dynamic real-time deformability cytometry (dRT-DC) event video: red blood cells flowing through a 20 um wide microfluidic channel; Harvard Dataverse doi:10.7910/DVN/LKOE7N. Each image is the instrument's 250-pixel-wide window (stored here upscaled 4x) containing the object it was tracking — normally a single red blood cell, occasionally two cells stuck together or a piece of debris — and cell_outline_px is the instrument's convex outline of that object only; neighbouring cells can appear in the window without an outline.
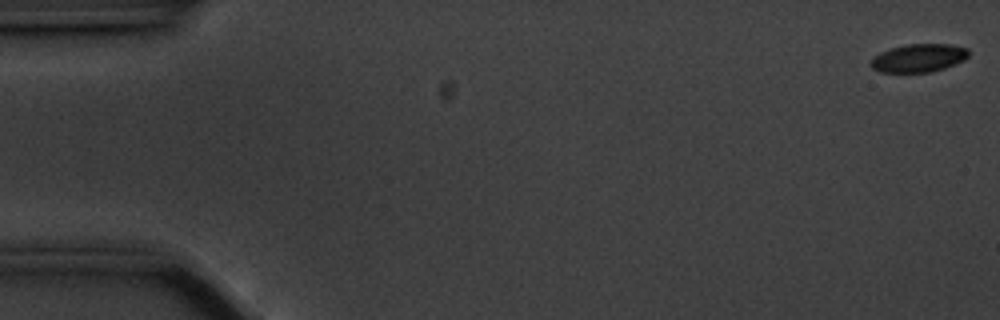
{"species": "common noctule bat (a hibernating species)", "species_latin": "Nyctalus noctula", "temperature_condition": "cold", "stored_images_in_passage": 57, "camera_frame_rate_fps": 3000, "um_per_image_px": 0.085, "animal": {"sex": "male", "body_mass_g": 20.1, "forearm_length_mm": 53.5}, "frame": {"image": 1, "passage_image": 1, "time_ms": 0.0, "image_size_px": [1000, 320], "cell_outline_px": [[968, 56], [964, 60], [944, 68], [932, 72], [880, 72], [872, 68], [872, 60], [880, 52], [888, 48], [908, 44], [948, 44], [968, 48]], "centroid_in_image_um": [78.1, 4.92], "position_along_channel_um": 6.9, "area_um2": 15.95}}
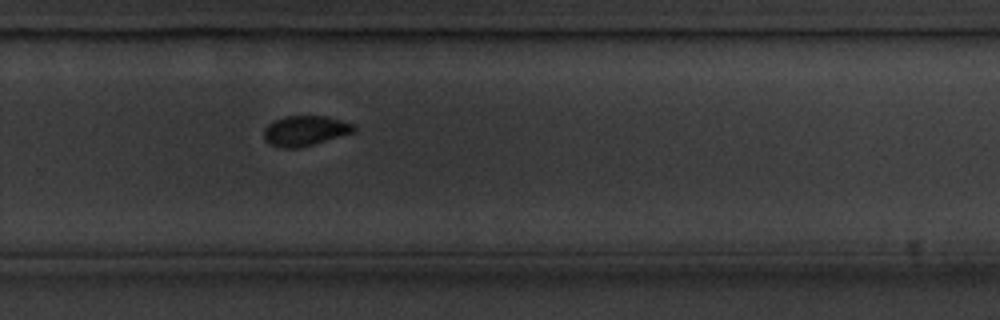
{"frame": {"image": 2, "passage_image": 38, "time_ms": 12.333, "image_size_px": [1000, 320], "cell_outline_px": [[356, 128], [352, 132], [312, 144], [296, 148], [280, 148], [268, 144], [264, 140], [264, 128], [268, 124], [284, 116], [328, 116], [352, 124]], "centroid_in_image_um": [25.86, 11.11], "position_along_channel_um": 303.9, "area_um2": 15.55}}
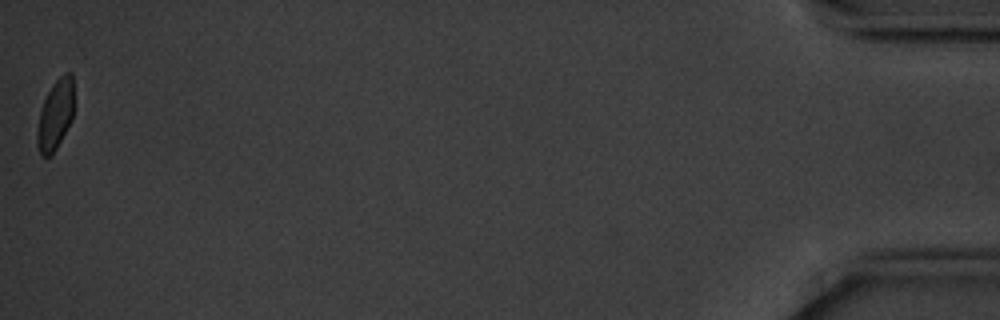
{"frame": {"image": 3, "passage_image": 57, "time_ms": 18.667, "image_size_px": [1000, 320], "cell_outline_px": [[72, 120], [56, 148], [48, 156], [40, 156], [36, 144], [36, 132], [40, 112], [44, 100], [52, 84], [64, 72], [72, 72]], "centroid_in_image_um": [4.68, 9.77], "position_along_channel_um": 430.5, "area_um2": 14.8}}